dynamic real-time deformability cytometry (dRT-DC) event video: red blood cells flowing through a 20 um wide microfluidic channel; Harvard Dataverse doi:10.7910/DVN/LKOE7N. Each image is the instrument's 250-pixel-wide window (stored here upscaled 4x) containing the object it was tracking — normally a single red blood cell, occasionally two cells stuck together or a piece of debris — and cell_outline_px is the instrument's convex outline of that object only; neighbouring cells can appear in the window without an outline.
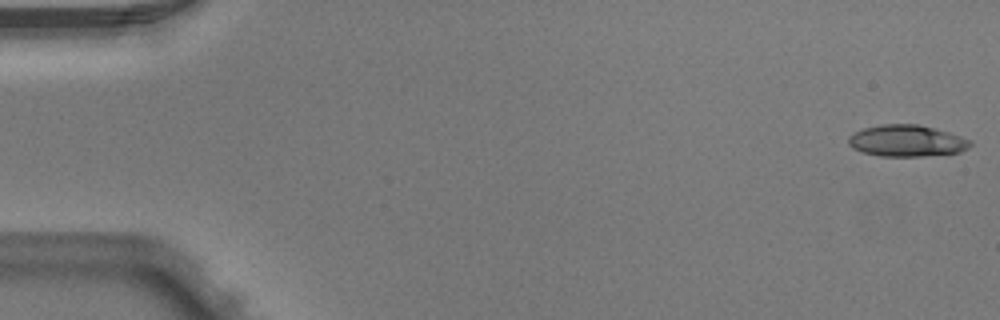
{"species": "Egyptian fruit bat (a non-hibernating species)", "species_latin": "Rousettus aegyptiacus", "temperature_condition": "warm", "stored_images_in_passage": 5, "camera_frame_rate_fps": 3000, "um_per_image_px": 0.085, "animal": {"sex": "male"}, "frame": {"image": 1, "passage_image": 1, "time_ms": 0.0, "image_size_px": [1000, 320], "cell_outline_px": [[972, 144], [968, 148], [960, 152], [920, 156], [880, 156], [860, 152], [852, 148], [848, 144], [848, 136], [864, 128], [880, 124], [920, 124], [936, 128], [972, 140]], "centroid_in_image_um": [77.06, 11.96], "position_along_channel_um": 7.9, "area_um2": 22.54}}
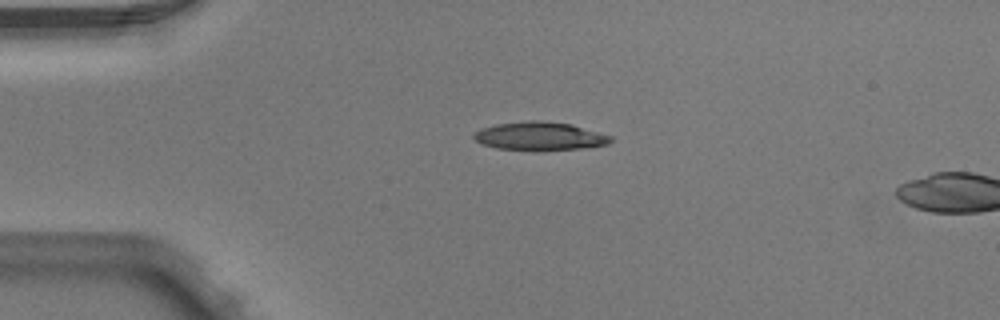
{"frame": {"image": 2, "passage_image": 4, "time_ms": 1.0, "image_size_px": [1000, 320], "cell_outline_px": [[612, 140], [608, 144], [580, 148], [496, 148], [480, 144], [472, 136], [480, 128], [496, 124], [528, 120], [540, 120], [572, 124], [612, 136]], "centroid_in_image_um": [45.85, 11.52], "position_along_channel_um": 39.1, "area_um2": 21.85}}